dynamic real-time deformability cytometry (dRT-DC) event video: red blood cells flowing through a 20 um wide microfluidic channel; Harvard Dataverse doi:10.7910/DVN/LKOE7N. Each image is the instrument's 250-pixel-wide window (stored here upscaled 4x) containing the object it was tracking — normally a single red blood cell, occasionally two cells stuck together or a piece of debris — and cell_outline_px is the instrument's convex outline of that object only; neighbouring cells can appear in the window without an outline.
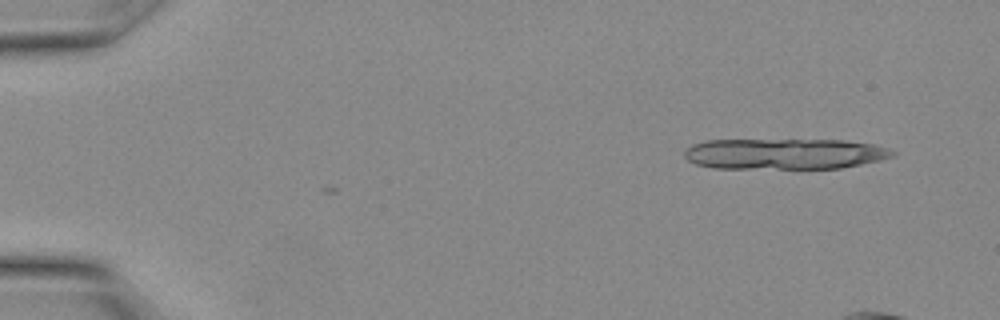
{"species": "Egyptian fruit bat (a non-hibernating species)", "species_latin": "Rousettus aegyptiacus", "temperature_condition": "warm", "stored_images_in_passage": 8, "camera_frame_rate_fps": 3000, "um_per_image_px": 0.085, "animal": {"sex": "female"}, "frame": {"image": 1, "passage_image": 1, "time_ms": 0.0, "image_size_px": [1000, 320], "cell_outline_px": [[896, 156], [880, 160], [840, 168], [712, 168], [696, 164], [688, 160], [684, 156], [684, 152], [692, 144], [708, 140], [844, 140], [872, 144], [888, 148], [896, 152]], "centroid_in_image_um": [66.69, 13.07], "position_along_channel_um": 18.3, "area_um2": 37.34}}